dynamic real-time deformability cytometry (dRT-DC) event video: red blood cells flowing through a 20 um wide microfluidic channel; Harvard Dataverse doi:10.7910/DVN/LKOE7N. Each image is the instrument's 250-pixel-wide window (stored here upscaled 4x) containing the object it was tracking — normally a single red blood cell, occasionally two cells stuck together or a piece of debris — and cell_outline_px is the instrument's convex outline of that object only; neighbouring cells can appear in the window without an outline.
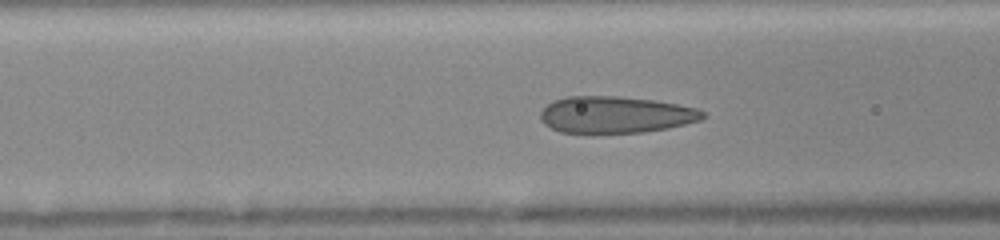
{"species": "human", "species_latin": "Homo sapiens", "temperature_condition": "room temperature", "stored_images_in_passage": 30, "camera_frame_rate_fps": 3000, "um_per_image_px": 0.085, "donor": {"sex": "female"}, "frame": {"image": 1, "passage_image": 18, "time_ms": 4.0, "image_size_px": [1000, 240], "cell_outline_px": [[708, 116], [700, 120], [668, 128], [644, 132], [560, 132], [544, 124], [540, 120], [540, 112], [552, 100], [568, 96], [620, 96], [652, 100], [676, 104], [696, 108], [704, 112]], "centroid_in_image_um": [52.31, 9.74], "position_along_channel_um": 114.3, "area_um2": 34.56}}
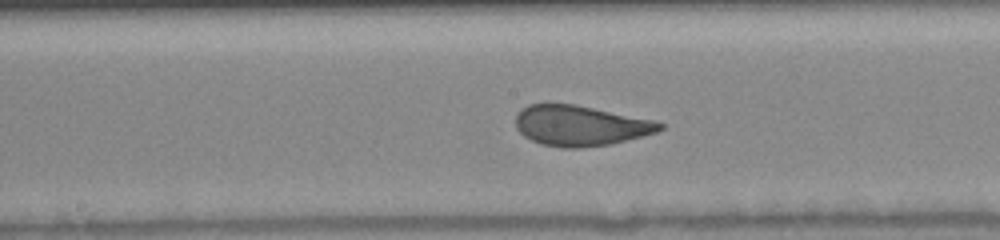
{"frame": {"image": 2, "passage_image": 27, "time_ms": 6.0, "image_size_px": [1000, 240], "cell_outline_px": [[664, 128], [656, 132], [644, 136], [612, 144], [580, 148], [560, 148], [540, 144], [524, 136], [516, 128], [516, 112], [520, 108], [528, 104], [576, 104], [656, 120], [664, 124]], "centroid_in_image_um": [49.34, 10.68], "position_along_channel_um": 198.9, "area_um2": 34.39}}
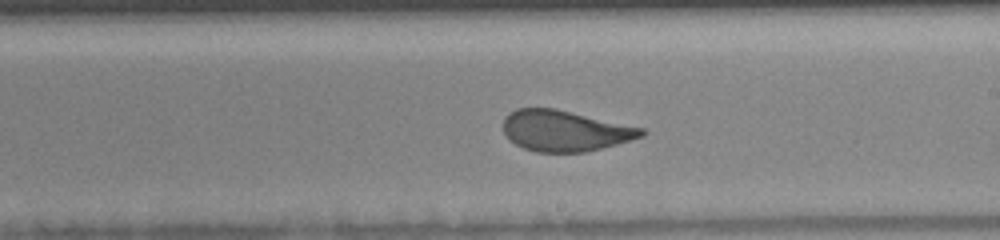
{"frame": {"image": 3, "passage_image": 30, "time_ms": 7.0, "image_size_px": [1000, 240], "cell_outline_px": [[648, 132], [644, 136], [616, 144], [584, 152], [536, 152], [524, 148], [508, 140], [504, 132], [504, 116], [508, 112], [516, 108], [556, 108], [644, 128]], "centroid_in_image_um": [48.0, 11.1], "position_along_channel_um": 241.0, "area_um2": 33.06}}